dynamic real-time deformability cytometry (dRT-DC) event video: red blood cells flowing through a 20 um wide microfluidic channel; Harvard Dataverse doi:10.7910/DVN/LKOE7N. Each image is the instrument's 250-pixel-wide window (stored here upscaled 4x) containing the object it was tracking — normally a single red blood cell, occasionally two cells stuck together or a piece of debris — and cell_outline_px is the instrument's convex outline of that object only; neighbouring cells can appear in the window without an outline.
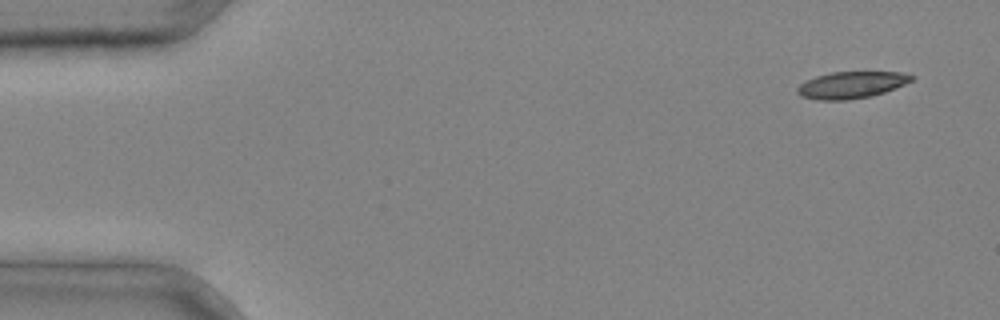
{"species": "common noctule bat (a hibernating species)", "species_latin": "Nyctalus noctula", "temperature_condition": "cold", "stored_images_in_passage": 4, "camera_frame_rate_fps": 3000, "um_per_image_px": 0.085, "animal": {"sex": "male", "body_mass_g": 20.4}, "frame": {"image": 1, "passage_image": 1, "time_ms": 0.0, "image_size_px": [1000, 320], "cell_outline_px": [[916, 76], [912, 80], [904, 84], [884, 92], [872, 96], [848, 100], [816, 100], [800, 96], [796, 92], [796, 88], [800, 84], [816, 76], [832, 72], [900, 72]], "centroid_in_image_um": [72.34, 7.22], "position_along_channel_um": 12.7, "area_um2": 17.8}}
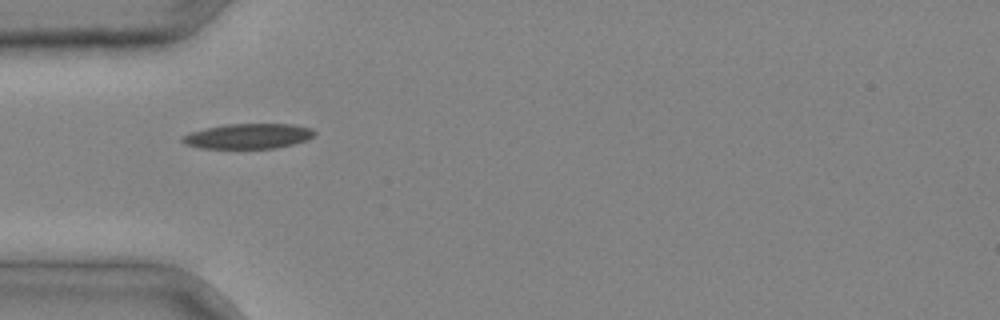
{"frame": {"image": 2, "passage_image": 4, "time_ms": 1.0, "image_size_px": [1000, 320], "cell_outline_px": [[316, 136], [308, 140], [276, 148], [200, 148], [184, 144], [180, 140], [180, 136], [192, 132], [224, 124], [292, 124], [312, 128], [316, 132]], "centroid_in_image_um": [21.12, 11.57], "position_along_channel_um": 63.9, "area_um2": 19.42}}